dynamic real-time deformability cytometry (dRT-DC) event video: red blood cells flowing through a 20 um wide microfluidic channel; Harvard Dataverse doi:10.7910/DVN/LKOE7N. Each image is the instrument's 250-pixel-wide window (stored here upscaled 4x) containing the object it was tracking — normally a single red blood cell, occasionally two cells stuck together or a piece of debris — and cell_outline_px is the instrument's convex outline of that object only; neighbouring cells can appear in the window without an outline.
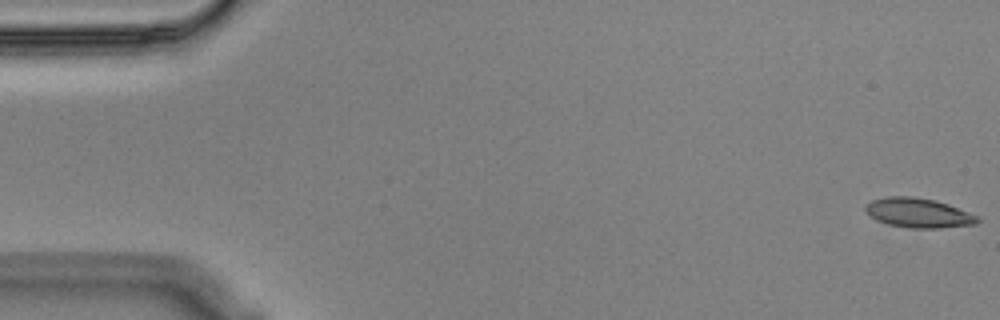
{"species": "Egyptian fruit bat (a non-hibernating species)", "species_latin": "Rousettus aegyptiacus", "temperature_condition": "cold", "stored_images_in_passage": 56, "segment_of_instrument_passage": [1, 2], "camera_frame_rate_fps": 3000, "um_per_image_px": 0.085, "animal": {"sex": "male"}, "frame": {"image": 1, "passage_image": 1, "time_ms": 0.0, "image_size_px": [1000, 320], "cell_outline_px": [[980, 220], [976, 224], [940, 228], [908, 228], [888, 224], [876, 220], [864, 208], [872, 200], [884, 196], [912, 196], [936, 200], [948, 204], [980, 216]], "centroid_in_image_um": [78.1, 18.09], "position_along_channel_um": 6.9, "area_um2": 19.36}}
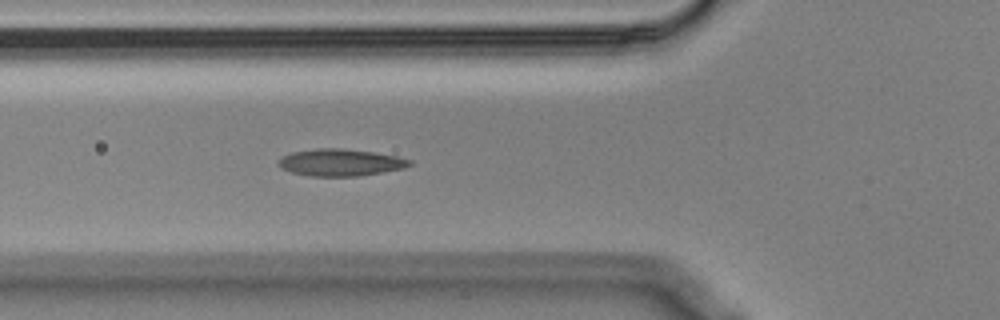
{"frame": {"image": 2, "passage_image": 20, "time_ms": 6.333, "image_size_px": [1000, 320], "cell_outline_px": [[412, 164], [404, 168], [360, 176], [312, 176], [292, 172], [280, 168], [276, 164], [284, 156], [292, 152], [316, 148], [344, 148], [372, 152], [396, 156], [412, 160]], "centroid_in_image_um": [28.94, 13.81], "position_along_channel_um": 96.9, "area_um2": 20.58}}
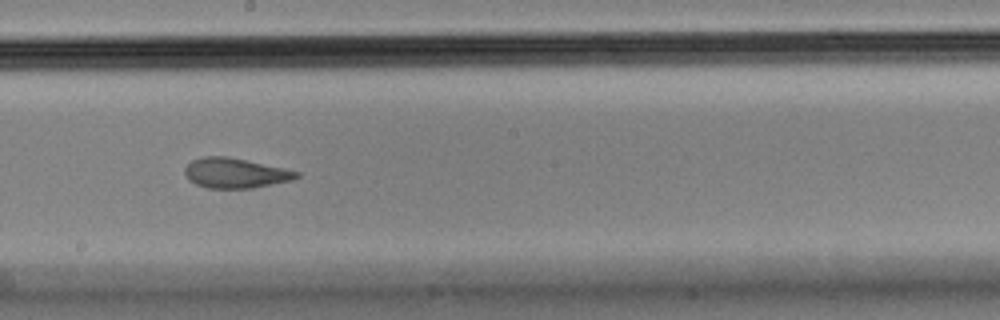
{"frame": {"image": 3, "passage_image": 31, "time_ms": 10.0, "image_size_px": [1000, 320], "cell_outline_px": [[300, 176], [292, 180], [252, 188], [208, 188], [196, 184], [188, 180], [184, 172], [184, 168], [192, 160], [204, 156], [228, 156], [284, 168], [300, 172]], "centroid_in_image_um": [19.99, 14.7], "position_along_channel_um": 228.2, "area_um2": 19.54}}